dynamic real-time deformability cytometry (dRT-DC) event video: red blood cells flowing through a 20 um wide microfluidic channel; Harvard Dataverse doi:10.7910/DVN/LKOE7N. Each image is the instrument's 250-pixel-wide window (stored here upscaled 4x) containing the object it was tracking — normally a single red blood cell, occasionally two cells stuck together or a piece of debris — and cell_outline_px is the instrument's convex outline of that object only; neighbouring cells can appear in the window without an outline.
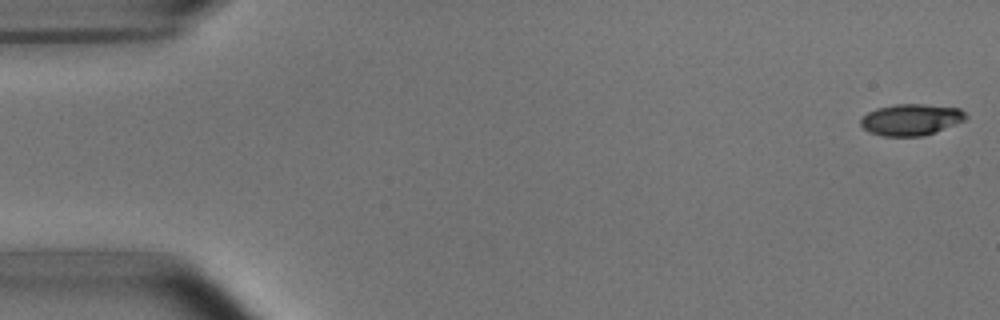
{"species": "common noctule bat (a hibernating species)", "species_latin": "Nyctalus noctula", "temperature_condition": "room temperature", "stored_images_in_passage": 52, "camera_frame_rate_fps": 3000, "um_per_image_px": 0.085, "animal": {"sex": "male", "body_mass_g": 15.6}, "frame": {"image": 1, "passage_image": 1, "time_ms": 0.0, "image_size_px": [1000, 320], "cell_outline_px": [[968, 116], [964, 120], [936, 132], [924, 136], [884, 136], [868, 132], [860, 124], [860, 120], [868, 112], [876, 108], [896, 104], [920, 104], [960, 108]], "centroid_in_image_um": [77.43, 10.17], "position_along_channel_um": 7.6, "area_um2": 19.19}}
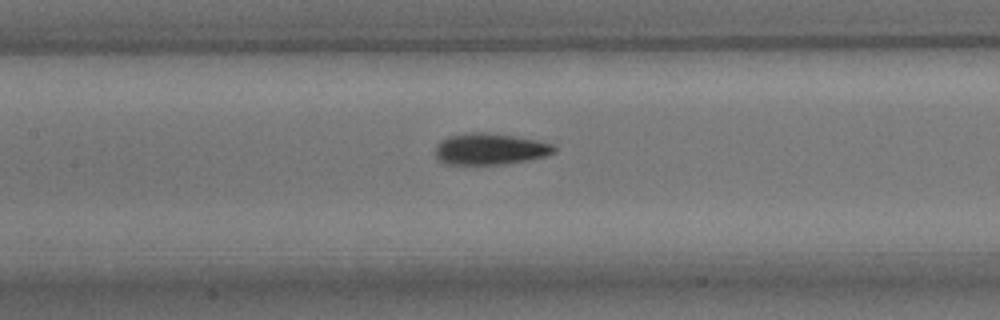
{"frame": {"image": 2, "passage_image": 24, "time_ms": 7.667, "image_size_px": [1000, 320], "cell_outline_px": [[556, 152], [544, 156], [528, 160], [504, 164], [444, 164], [436, 160], [436, 144], [440, 140], [448, 136], [472, 132], [488, 132], [536, 140], [552, 144], [556, 148]], "centroid_in_image_um": [41.61, 12.67], "position_along_channel_um": 165.8, "area_um2": 21.79}}
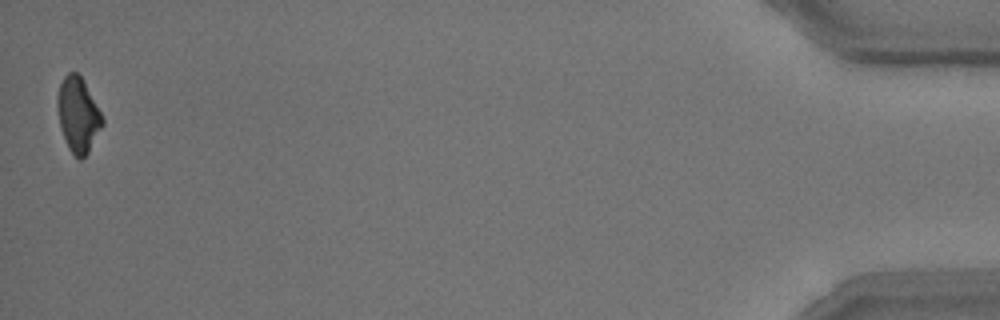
{"frame": {"image": 3, "passage_image": 52, "time_ms": 17.0, "image_size_px": [1000, 320], "cell_outline_px": [[104, 124], [88, 152], [80, 160], [68, 148], [60, 124], [56, 104], [56, 96], [60, 84], [64, 76], [68, 72], [76, 72], [80, 76], [100, 112], [104, 120]], "centroid_in_image_um": [6.62, 9.75], "position_along_channel_um": 428.6, "area_um2": 19.19}, "authors_computed_cell_mechanics": {"area_um2": 20.6924, "velocity_mm_per_s": 3.7984, "shape_relaxation_time_tau1_ms": 2.8079, "shape_relaxation_time_tau2_ms": 2.0907, "deformation_change_tau1": 0.1287, "deformation_change_tau2": 0.0835}}